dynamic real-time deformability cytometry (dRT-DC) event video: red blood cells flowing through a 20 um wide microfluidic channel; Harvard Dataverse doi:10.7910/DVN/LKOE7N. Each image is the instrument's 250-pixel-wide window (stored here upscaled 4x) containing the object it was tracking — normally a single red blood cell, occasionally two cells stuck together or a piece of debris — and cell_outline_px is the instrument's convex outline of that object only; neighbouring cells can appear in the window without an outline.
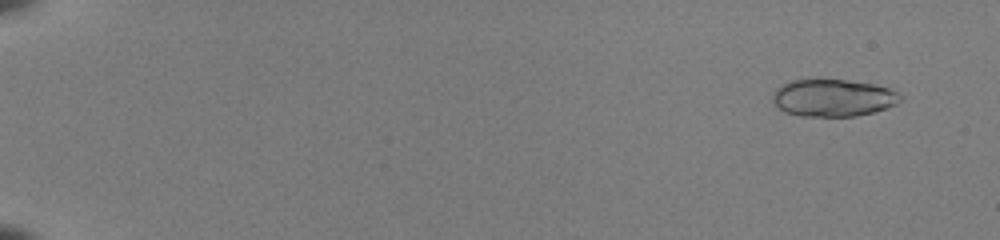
{"species": "common noctule bat (a hibernating species)", "species_latin": "Nyctalus noctula", "temperature_condition": "room temperature", "stored_images_in_passage": 23, "camera_frame_rate_fps": 3000, "um_per_image_px": 0.085, "animal": {"sex": "female", "body_mass_g": 22.0, "forearm_length_mm": 56.7}, "frame": {"image": 1, "passage_image": 4, "time_ms": 1.0, "image_size_px": [1000, 240], "cell_outline_px": [[900, 100], [896, 104], [872, 112], [856, 116], [800, 116], [784, 112], [772, 100], [772, 96], [780, 84], [792, 80], [844, 80], [872, 84], [888, 88], [896, 92], [900, 96]], "centroid_in_image_um": [70.77, 8.32], "position_along_channel_um": 14.2, "area_um2": 27.34}}
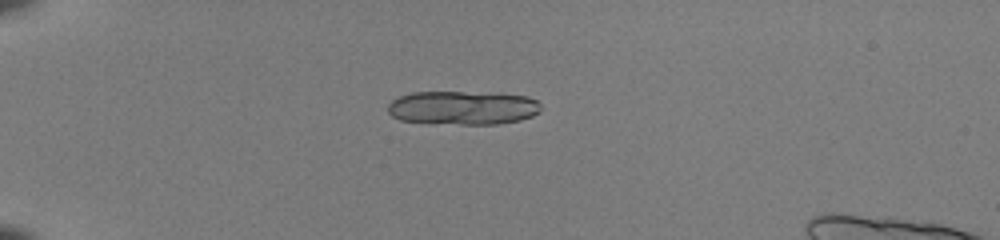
{"frame": {"image": 2, "passage_image": 16, "time_ms": 5.0, "image_size_px": [1000, 240], "cell_outline_px": [[544, 108], [540, 112], [532, 116], [520, 120], [496, 124], [460, 124], [400, 120], [392, 116], [388, 112], [388, 104], [392, 100], [400, 96], [412, 92], [464, 92], [528, 96], [536, 100]], "centroid_in_image_um": [39.36, 9.16], "position_along_channel_um": 45.6, "area_um2": 29.94}}